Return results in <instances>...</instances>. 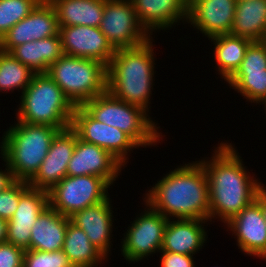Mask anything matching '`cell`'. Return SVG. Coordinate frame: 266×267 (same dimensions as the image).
Returning <instances> with one entry per match:
<instances>
[{"instance_id": "38", "label": "cell", "mask_w": 266, "mask_h": 267, "mask_svg": "<svg viewBox=\"0 0 266 267\" xmlns=\"http://www.w3.org/2000/svg\"><path fill=\"white\" fill-rule=\"evenodd\" d=\"M8 221L0 218V243L6 242Z\"/></svg>"}, {"instance_id": "19", "label": "cell", "mask_w": 266, "mask_h": 267, "mask_svg": "<svg viewBox=\"0 0 266 267\" xmlns=\"http://www.w3.org/2000/svg\"><path fill=\"white\" fill-rule=\"evenodd\" d=\"M111 201L109 196L105 201L88 206L69 217L70 222L83 229L90 242L107 258L113 246L111 239H113V218H115Z\"/></svg>"}, {"instance_id": "32", "label": "cell", "mask_w": 266, "mask_h": 267, "mask_svg": "<svg viewBox=\"0 0 266 267\" xmlns=\"http://www.w3.org/2000/svg\"><path fill=\"white\" fill-rule=\"evenodd\" d=\"M26 181L16 180L6 190L0 192V218L10 220L16 211L20 196L29 188Z\"/></svg>"}, {"instance_id": "20", "label": "cell", "mask_w": 266, "mask_h": 267, "mask_svg": "<svg viewBox=\"0 0 266 267\" xmlns=\"http://www.w3.org/2000/svg\"><path fill=\"white\" fill-rule=\"evenodd\" d=\"M138 19L150 35L187 22L188 8L181 0H131Z\"/></svg>"}, {"instance_id": "22", "label": "cell", "mask_w": 266, "mask_h": 267, "mask_svg": "<svg viewBox=\"0 0 266 267\" xmlns=\"http://www.w3.org/2000/svg\"><path fill=\"white\" fill-rule=\"evenodd\" d=\"M69 217L48 206L31 229L30 249L46 252L62 250Z\"/></svg>"}, {"instance_id": "3", "label": "cell", "mask_w": 266, "mask_h": 267, "mask_svg": "<svg viewBox=\"0 0 266 267\" xmlns=\"http://www.w3.org/2000/svg\"><path fill=\"white\" fill-rule=\"evenodd\" d=\"M153 39L135 48L116 50L107 66V90L119 100L148 112L156 73Z\"/></svg>"}, {"instance_id": "41", "label": "cell", "mask_w": 266, "mask_h": 267, "mask_svg": "<svg viewBox=\"0 0 266 267\" xmlns=\"http://www.w3.org/2000/svg\"><path fill=\"white\" fill-rule=\"evenodd\" d=\"M259 105H263L262 106V109H264L265 111V115H266V99L265 100H263Z\"/></svg>"}, {"instance_id": "16", "label": "cell", "mask_w": 266, "mask_h": 267, "mask_svg": "<svg viewBox=\"0 0 266 267\" xmlns=\"http://www.w3.org/2000/svg\"><path fill=\"white\" fill-rule=\"evenodd\" d=\"M76 140L77 134L71 127L60 130L53 138L38 172L28 182L29 186L49 191L66 177L67 165L72 157Z\"/></svg>"}, {"instance_id": "11", "label": "cell", "mask_w": 266, "mask_h": 267, "mask_svg": "<svg viewBox=\"0 0 266 267\" xmlns=\"http://www.w3.org/2000/svg\"><path fill=\"white\" fill-rule=\"evenodd\" d=\"M70 127L80 140L105 149L124 167L134 148H140L126 133L95 120L82 106H75Z\"/></svg>"}, {"instance_id": "7", "label": "cell", "mask_w": 266, "mask_h": 267, "mask_svg": "<svg viewBox=\"0 0 266 267\" xmlns=\"http://www.w3.org/2000/svg\"><path fill=\"white\" fill-rule=\"evenodd\" d=\"M47 74L74 106H82L107 90V66L100 61L63 55Z\"/></svg>"}, {"instance_id": "34", "label": "cell", "mask_w": 266, "mask_h": 267, "mask_svg": "<svg viewBox=\"0 0 266 267\" xmlns=\"http://www.w3.org/2000/svg\"><path fill=\"white\" fill-rule=\"evenodd\" d=\"M24 252L9 242L0 243V267H23Z\"/></svg>"}, {"instance_id": "17", "label": "cell", "mask_w": 266, "mask_h": 267, "mask_svg": "<svg viewBox=\"0 0 266 267\" xmlns=\"http://www.w3.org/2000/svg\"><path fill=\"white\" fill-rule=\"evenodd\" d=\"M48 206V191L29 187L20 196L19 205L8 220L6 242L24 251L30 250L31 229L38 216Z\"/></svg>"}, {"instance_id": "33", "label": "cell", "mask_w": 266, "mask_h": 267, "mask_svg": "<svg viewBox=\"0 0 266 267\" xmlns=\"http://www.w3.org/2000/svg\"><path fill=\"white\" fill-rule=\"evenodd\" d=\"M266 70V47L260 41H253L245 52L244 59L236 72Z\"/></svg>"}, {"instance_id": "23", "label": "cell", "mask_w": 266, "mask_h": 267, "mask_svg": "<svg viewBox=\"0 0 266 267\" xmlns=\"http://www.w3.org/2000/svg\"><path fill=\"white\" fill-rule=\"evenodd\" d=\"M9 53L34 73H47L49 67L64 55L60 34L26 42Z\"/></svg>"}, {"instance_id": "31", "label": "cell", "mask_w": 266, "mask_h": 267, "mask_svg": "<svg viewBox=\"0 0 266 267\" xmlns=\"http://www.w3.org/2000/svg\"><path fill=\"white\" fill-rule=\"evenodd\" d=\"M23 267H74V265L62 250L46 252L30 249L24 252Z\"/></svg>"}, {"instance_id": "27", "label": "cell", "mask_w": 266, "mask_h": 267, "mask_svg": "<svg viewBox=\"0 0 266 267\" xmlns=\"http://www.w3.org/2000/svg\"><path fill=\"white\" fill-rule=\"evenodd\" d=\"M62 251L74 267H97L104 264L105 260L108 261V258L90 242L83 229L71 222L67 226Z\"/></svg>"}, {"instance_id": "35", "label": "cell", "mask_w": 266, "mask_h": 267, "mask_svg": "<svg viewBox=\"0 0 266 267\" xmlns=\"http://www.w3.org/2000/svg\"><path fill=\"white\" fill-rule=\"evenodd\" d=\"M161 267H195L194 256L160 251Z\"/></svg>"}, {"instance_id": "1", "label": "cell", "mask_w": 266, "mask_h": 267, "mask_svg": "<svg viewBox=\"0 0 266 267\" xmlns=\"http://www.w3.org/2000/svg\"><path fill=\"white\" fill-rule=\"evenodd\" d=\"M220 144V145H219ZM211 157L199 159L209 183V221L226 224L251 204L265 186L251 176L235 144L218 142Z\"/></svg>"}, {"instance_id": "25", "label": "cell", "mask_w": 266, "mask_h": 267, "mask_svg": "<svg viewBox=\"0 0 266 267\" xmlns=\"http://www.w3.org/2000/svg\"><path fill=\"white\" fill-rule=\"evenodd\" d=\"M59 26L99 27L106 0H52Z\"/></svg>"}, {"instance_id": "18", "label": "cell", "mask_w": 266, "mask_h": 267, "mask_svg": "<svg viewBox=\"0 0 266 267\" xmlns=\"http://www.w3.org/2000/svg\"><path fill=\"white\" fill-rule=\"evenodd\" d=\"M237 0H196L188 7L187 24L207 38L230 34Z\"/></svg>"}, {"instance_id": "37", "label": "cell", "mask_w": 266, "mask_h": 267, "mask_svg": "<svg viewBox=\"0 0 266 267\" xmlns=\"http://www.w3.org/2000/svg\"><path fill=\"white\" fill-rule=\"evenodd\" d=\"M256 200L261 204L262 206V213L264 216V220L266 223V186H264L258 193Z\"/></svg>"}, {"instance_id": "29", "label": "cell", "mask_w": 266, "mask_h": 267, "mask_svg": "<svg viewBox=\"0 0 266 267\" xmlns=\"http://www.w3.org/2000/svg\"><path fill=\"white\" fill-rule=\"evenodd\" d=\"M227 83L251 104H260L266 99V70L235 72Z\"/></svg>"}, {"instance_id": "8", "label": "cell", "mask_w": 266, "mask_h": 267, "mask_svg": "<svg viewBox=\"0 0 266 267\" xmlns=\"http://www.w3.org/2000/svg\"><path fill=\"white\" fill-rule=\"evenodd\" d=\"M111 185L94 175L66 176L48 191L49 206L71 217L88 206L105 201Z\"/></svg>"}, {"instance_id": "28", "label": "cell", "mask_w": 266, "mask_h": 267, "mask_svg": "<svg viewBox=\"0 0 266 267\" xmlns=\"http://www.w3.org/2000/svg\"><path fill=\"white\" fill-rule=\"evenodd\" d=\"M34 72L22 64L10 53L0 50V92H14L20 90L21 94L30 84ZM4 91V92H3ZM6 91V92H5Z\"/></svg>"}, {"instance_id": "9", "label": "cell", "mask_w": 266, "mask_h": 267, "mask_svg": "<svg viewBox=\"0 0 266 267\" xmlns=\"http://www.w3.org/2000/svg\"><path fill=\"white\" fill-rule=\"evenodd\" d=\"M145 209L133 219L121 241V254L129 264L143 261L161 251L164 231L169 219L144 201Z\"/></svg>"}, {"instance_id": "4", "label": "cell", "mask_w": 266, "mask_h": 267, "mask_svg": "<svg viewBox=\"0 0 266 267\" xmlns=\"http://www.w3.org/2000/svg\"><path fill=\"white\" fill-rule=\"evenodd\" d=\"M9 125L0 140V153L12 170L15 180L29 182L38 172L60 129L19 121Z\"/></svg>"}, {"instance_id": "13", "label": "cell", "mask_w": 266, "mask_h": 267, "mask_svg": "<svg viewBox=\"0 0 266 267\" xmlns=\"http://www.w3.org/2000/svg\"><path fill=\"white\" fill-rule=\"evenodd\" d=\"M64 55L92 59L108 66L115 49L99 27L59 26Z\"/></svg>"}, {"instance_id": "10", "label": "cell", "mask_w": 266, "mask_h": 267, "mask_svg": "<svg viewBox=\"0 0 266 267\" xmlns=\"http://www.w3.org/2000/svg\"><path fill=\"white\" fill-rule=\"evenodd\" d=\"M99 28L115 50L141 46L153 37L140 23L131 0H106Z\"/></svg>"}, {"instance_id": "12", "label": "cell", "mask_w": 266, "mask_h": 267, "mask_svg": "<svg viewBox=\"0 0 266 267\" xmlns=\"http://www.w3.org/2000/svg\"><path fill=\"white\" fill-rule=\"evenodd\" d=\"M59 34L57 13L50 2L40 1L28 16L15 24L0 40V50L10 52L26 42Z\"/></svg>"}, {"instance_id": "42", "label": "cell", "mask_w": 266, "mask_h": 267, "mask_svg": "<svg viewBox=\"0 0 266 267\" xmlns=\"http://www.w3.org/2000/svg\"><path fill=\"white\" fill-rule=\"evenodd\" d=\"M41 1H44V2H51L52 0H41Z\"/></svg>"}, {"instance_id": "6", "label": "cell", "mask_w": 266, "mask_h": 267, "mask_svg": "<svg viewBox=\"0 0 266 267\" xmlns=\"http://www.w3.org/2000/svg\"><path fill=\"white\" fill-rule=\"evenodd\" d=\"M82 107L97 121L118 128L139 147L156 146L164 135L150 112L114 97L108 90L85 102Z\"/></svg>"}, {"instance_id": "14", "label": "cell", "mask_w": 266, "mask_h": 267, "mask_svg": "<svg viewBox=\"0 0 266 267\" xmlns=\"http://www.w3.org/2000/svg\"><path fill=\"white\" fill-rule=\"evenodd\" d=\"M224 226L234 234L241 252L266 259V223L261 204L255 199Z\"/></svg>"}, {"instance_id": "5", "label": "cell", "mask_w": 266, "mask_h": 267, "mask_svg": "<svg viewBox=\"0 0 266 267\" xmlns=\"http://www.w3.org/2000/svg\"><path fill=\"white\" fill-rule=\"evenodd\" d=\"M20 95L16 121L60 130L71 126L75 106L47 73H35Z\"/></svg>"}, {"instance_id": "24", "label": "cell", "mask_w": 266, "mask_h": 267, "mask_svg": "<svg viewBox=\"0 0 266 267\" xmlns=\"http://www.w3.org/2000/svg\"><path fill=\"white\" fill-rule=\"evenodd\" d=\"M208 40H211V44L214 45L212 56L218 66H216L217 74L227 82L240 67L245 52L253 41L231 34L216 35Z\"/></svg>"}, {"instance_id": "40", "label": "cell", "mask_w": 266, "mask_h": 267, "mask_svg": "<svg viewBox=\"0 0 266 267\" xmlns=\"http://www.w3.org/2000/svg\"><path fill=\"white\" fill-rule=\"evenodd\" d=\"M260 42L266 47V31H265L264 36Z\"/></svg>"}, {"instance_id": "21", "label": "cell", "mask_w": 266, "mask_h": 267, "mask_svg": "<svg viewBox=\"0 0 266 267\" xmlns=\"http://www.w3.org/2000/svg\"><path fill=\"white\" fill-rule=\"evenodd\" d=\"M209 220L169 219L164 231L161 251H169L194 256L207 243V231L204 224ZM205 243V244H204Z\"/></svg>"}, {"instance_id": "2", "label": "cell", "mask_w": 266, "mask_h": 267, "mask_svg": "<svg viewBox=\"0 0 266 267\" xmlns=\"http://www.w3.org/2000/svg\"><path fill=\"white\" fill-rule=\"evenodd\" d=\"M164 175L145 191L143 201L167 219L209 220V183L203 164L183 162Z\"/></svg>"}, {"instance_id": "26", "label": "cell", "mask_w": 266, "mask_h": 267, "mask_svg": "<svg viewBox=\"0 0 266 267\" xmlns=\"http://www.w3.org/2000/svg\"><path fill=\"white\" fill-rule=\"evenodd\" d=\"M265 31L266 0H237L230 34L261 41Z\"/></svg>"}, {"instance_id": "36", "label": "cell", "mask_w": 266, "mask_h": 267, "mask_svg": "<svg viewBox=\"0 0 266 267\" xmlns=\"http://www.w3.org/2000/svg\"><path fill=\"white\" fill-rule=\"evenodd\" d=\"M0 158L4 161L3 165L5 166V169L0 170V192H2L11 186L16 180L13 176L12 170L1 153Z\"/></svg>"}, {"instance_id": "15", "label": "cell", "mask_w": 266, "mask_h": 267, "mask_svg": "<svg viewBox=\"0 0 266 267\" xmlns=\"http://www.w3.org/2000/svg\"><path fill=\"white\" fill-rule=\"evenodd\" d=\"M122 168L125 167L108 151L84 142L77 136L72 157L67 165V176L94 175L104 178L114 186Z\"/></svg>"}, {"instance_id": "39", "label": "cell", "mask_w": 266, "mask_h": 267, "mask_svg": "<svg viewBox=\"0 0 266 267\" xmlns=\"http://www.w3.org/2000/svg\"><path fill=\"white\" fill-rule=\"evenodd\" d=\"M186 6L187 8L189 6H191L196 0H181Z\"/></svg>"}, {"instance_id": "30", "label": "cell", "mask_w": 266, "mask_h": 267, "mask_svg": "<svg viewBox=\"0 0 266 267\" xmlns=\"http://www.w3.org/2000/svg\"><path fill=\"white\" fill-rule=\"evenodd\" d=\"M41 0H0V40L24 19Z\"/></svg>"}]
</instances>
